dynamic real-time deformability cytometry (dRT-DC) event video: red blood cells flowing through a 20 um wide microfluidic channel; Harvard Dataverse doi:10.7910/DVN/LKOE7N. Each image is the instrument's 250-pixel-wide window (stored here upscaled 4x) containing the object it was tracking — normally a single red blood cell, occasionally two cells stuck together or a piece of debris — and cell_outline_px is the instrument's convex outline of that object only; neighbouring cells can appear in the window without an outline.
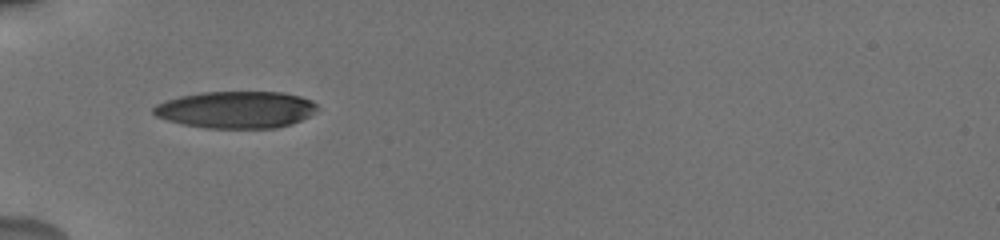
{"species": "human", "species_latin": "Homo sapiens", "temperature_condition": "cold", "stored_images_in_passage": 40, "camera_frame_rate_fps": 3000, "um_per_image_px": 0.085, "donor": {"sex": "male"}, "frame": {"image": 1, "passage_image": 1, "time_ms": 0.0, "image_size_px": [1000, 240], "cell_outline_px": [[316, 112], [292, 124], [276, 128], [208, 128], [184, 124], [168, 120], [156, 116], [152, 112], [152, 108], [156, 104], [180, 96], [200, 92], [284, 92], [300, 96], [312, 100], [316, 104]], "centroid_in_image_um": [20.08, 9.32], "position_along_channel_um": 64.9, "area_um2": 35.26}}
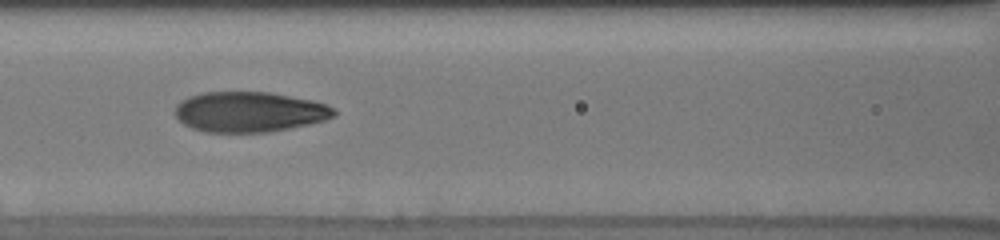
{"frame": {"image": 2, "passage_image": 17, "time_ms": 2.333, "image_size_px": [1000, 240], "cell_outline_px": [[336, 116], [324, 120], [308, 124], [268, 132], [204, 132], [192, 128], [184, 124], [176, 116], [176, 104], [200, 92], [268, 92], [312, 100], [328, 104], [336, 112]], "centroid_in_image_um": [21.21, 9.51], "position_along_channel_um": 145.4, "area_um2": 37.11}}
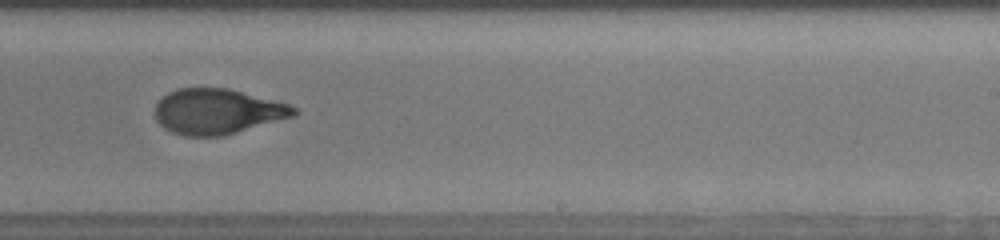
{"frame": {"image": 3, "passage_image": 39, "time_ms": 5.667, "image_size_px": [1000, 240], "cell_outline_px": [[300, 112], [296, 116], [224, 136], [184, 136], [172, 132], [164, 128], [156, 120], [156, 104], [168, 92], [176, 88], [228, 88], [288, 104], [296, 108]], "centroid_in_image_um": [18.5, 9.49], "position_along_channel_um": 270.5, "area_um2": 36.76}}